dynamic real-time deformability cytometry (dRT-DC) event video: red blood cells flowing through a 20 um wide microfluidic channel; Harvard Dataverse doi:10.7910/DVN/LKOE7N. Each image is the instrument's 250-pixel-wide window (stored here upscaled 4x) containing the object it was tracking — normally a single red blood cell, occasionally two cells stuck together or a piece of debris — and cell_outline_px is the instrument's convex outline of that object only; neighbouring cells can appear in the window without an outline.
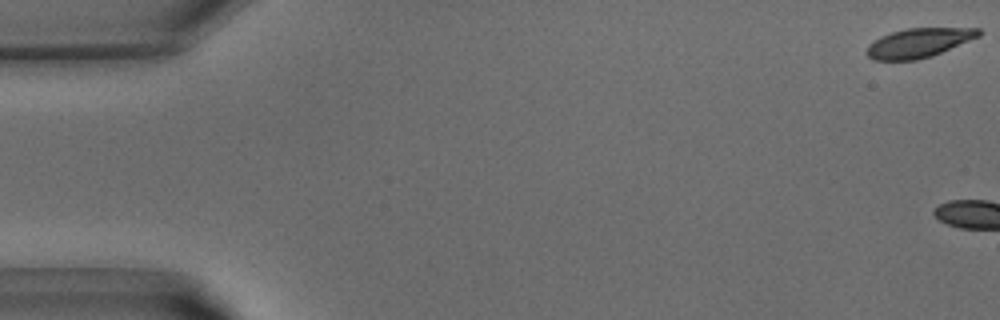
{"species": "common noctule bat (a hibernating species)", "species_latin": "Nyctalus noctula", "temperature_condition": "warm", "stored_images_in_passage": 4, "camera_frame_rate_fps": 3000, "um_per_image_px": 0.085, "animal": {"sex": "male", "body_mass_g": 15.6}, "frame": {"image": 1, "passage_image": 1, "time_ms": 0.0, "image_size_px": [1000, 320], "cell_outline_px": [[980, 36], [932, 56], [916, 60], [872, 60], [864, 52], [868, 44], [880, 36], [892, 32], [908, 28], [980, 28]], "centroid_in_image_um": [78.04, 3.65], "position_along_channel_um": 7.0, "area_um2": 19.13}}